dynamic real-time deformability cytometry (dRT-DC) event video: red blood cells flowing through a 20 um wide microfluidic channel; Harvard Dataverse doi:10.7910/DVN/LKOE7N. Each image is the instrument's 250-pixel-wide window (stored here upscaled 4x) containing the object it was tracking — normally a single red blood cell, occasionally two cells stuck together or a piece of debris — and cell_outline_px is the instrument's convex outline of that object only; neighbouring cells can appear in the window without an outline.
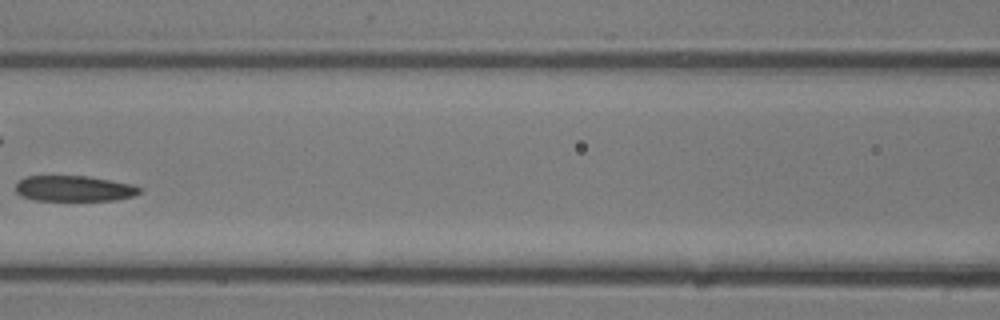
{"species": "common noctule bat (a hibernating species)", "species_latin": "Nyctalus noctula", "temperature_condition": "room temperature", "stored_images_in_passage": 32, "camera_frame_rate_fps": 3000, "um_per_image_px": 0.085, "animal": {"sex": "male", "body_mass_g": 13.3}, "frame": {"image": 1, "passage_image": 14, "time_ms": 4.333, "image_size_px": [1000, 320], "cell_outline_px": [[144, 188], [140, 192], [132, 196], [116, 200], [32, 200], [20, 196], [16, 192], [16, 184], [24, 176], [88, 176], [132, 184]], "centroid_in_image_um": [6.29, 16.02], "position_along_channel_um": 160.3, "area_um2": 18.61}}
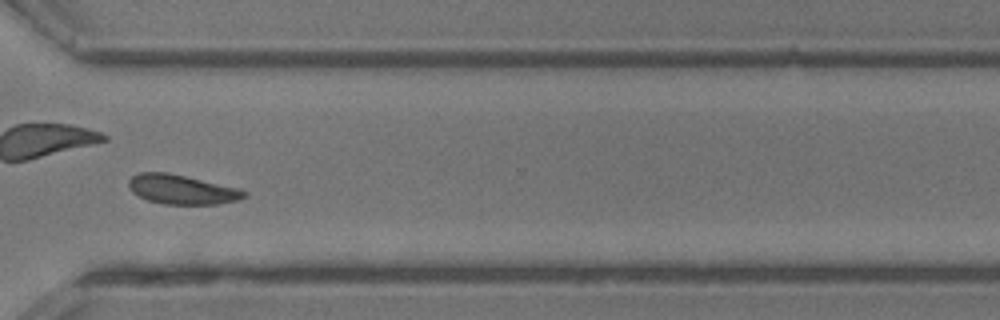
{"frame": {"image": 2, "passage_image": 23, "time_ms": 7.333, "image_size_px": [1000, 320], "cell_outline_px": [[248, 196], [236, 200], [216, 204], [164, 204], [148, 200], [132, 192], [128, 184], [128, 180], [132, 176], [140, 172], [168, 172], [240, 188], [248, 192]], "centroid_in_image_um": [15.47, 16.09], "position_along_channel_um": 355.1, "area_um2": 19.83}}